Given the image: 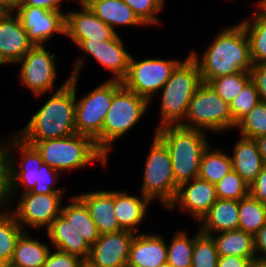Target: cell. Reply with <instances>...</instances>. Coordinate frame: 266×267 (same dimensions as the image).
<instances>
[{"instance_id":"cell-13","label":"cell","mask_w":266,"mask_h":267,"mask_svg":"<svg viewBox=\"0 0 266 267\" xmlns=\"http://www.w3.org/2000/svg\"><path fill=\"white\" fill-rule=\"evenodd\" d=\"M64 193L21 194L15 205L14 216L19 225L25 230V225L34 229L48 228L53 220L61 214L62 197Z\"/></svg>"},{"instance_id":"cell-49","label":"cell","mask_w":266,"mask_h":267,"mask_svg":"<svg viewBox=\"0 0 266 267\" xmlns=\"http://www.w3.org/2000/svg\"><path fill=\"white\" fill-rule=\"evenodd\" d=\"M20 0H0V14L2 13H14Z\"/></svg>"},{"instance_id":"cell-42","label":"cell","mask_w":266,"mask_h":267,"mask_svg":"<svg viewBox=\"0 0 266 267\" xmlns=\"http://www.w3.org/2000/svg\"><path fill=\"white\" fill-rule=\"evenodd\" d=\"M83 261L76 255L54 250L49 252L43 267H80Z\"/></svg>"},{"instance_id":"cell-55","label":"cell","mask_w":266,"mask_h":267,"mask_svg":"<svg viewBox=\"0 0 266 267\" xmlns=\"http://www.w3.org/2000/svg\"><path fill=\"white\" fill-rule=\"evenodd\" d=\"M79 4L82 5H88L92 0H77Z\"/></svg>"},{"instance_id":"cell-20","label":"cell","mask_w":266,"mask_h":267,"mask_svg":"<svg viewBox=\"0 0 266 267\" xmlns=\"http://www.w3.org/2000/svg\"><path fill=\"white\" fill-rule=\"evenodd\" d=\"M166 241L157 234H135L129 251L128 267H158L167 262Z\"/></svg>"},{"instance_id":"cell-23","label":"cell","mask_w":266,"mask_h":267,"mask_svg":"<svg viewBox=\"0 0 266 267\" xmlns=\"http://www.w3.org/2000/svg\"><path fill=\"white\" fill-rule=\"evenodd\" d=\"M151 201L144 195H129L126 191H114V214L123 230L139 232L137 225L144 221L147 207Z\"/></svg>"},{"instance_id":"cell-8","label":"cell","mask_w":266,"mask_h":267,"mask_svg":"<svg viewBox=\"0 0 266 267\" xmlns=\"http://www.w3.org/2000/svg\"><path fill=\"white\" fill-rule=\"evenodd\" d=\"M141 194L151 202L159 199L168 208L174 201L179 185L176 183L168 148L154 134L146 157Z\"/></svg>"},{"instance_id":"cell-31","label":"cell","mask_w":266,"mask_h":267,"mask_svg":"<svg viewBox=\"0 0 266 267\" xmlns=\"http://www.w3.org/2000/svg\"><path fill=\"white\" fill-rule=\"evenodd\" d=\"M232 170L230 155L219 148L212 150L209 145L202 155L198 178L215 185Z\"/></svg>"},{"instance_id":"cell-53","label":"cell","mask_w":266,"mask_h":267,"mask_svg":"<svg viewBox=\"0 0 266 267\" xmlns=\"http://www.w3.org/2000/svg\"><path fill=\"white\" fill-rule=\"evenodd\" d=\"M256 6L258 7L257 9H259L266 16V0H259Z\"/></svg>"},{"instance_id":"cell-4","label":"cell","mask_w":266,"mask_h":267,"mask_svg":"<svg viewBox=\"0 0 266 267\" xmlns=\"http://www.w3.org/2000/svg\"><path fill=\"white\" fill-rule=\"evenodd\" d=\"M202 82L199 66L189 54L176 66L170 79L161 89V122L157 128L165 125H179L183 121L189 102Z\"/></svg>"},{"instance_id":"cell-44","label":"cell","mask_w":266,"mask_h":267,"mask_svg":"<svg viewBox=\"0 0 266 267\" xmlns=\"http://www.w3.org/2000/svg\"><path fill=\"white\" fill-rule=\"evenodd\" d=\"M249 194L261 203L266 204V164L257 178L249 185Z\"/></svg>"},{"instance_id":"cell-28","label":"cell","mask_w":266,"mask_h":267,"mask_svg":"<svg viewBox=\"0 0 266 267\" xmlns=\"http://www.w3.org/2000/svg\"><path fill=\"white\" fill-rule=\"evenodd\" d=\"M49 248L47 244L34 240L25 231L16 243L10 265L11 267H43L50 252Z\"/></svg>"},{"instance_id":"cell-34","label":"cell","mask_w":266,"mask_h":267,"mask_svg":"<svg viewBox=\"0 0 266 267\" xmlns=\"http://www.w3.org/2000/svg\"><path fill=\"white\" fill-rule=\"evenodd\" d=\"M188 233L177 231L167 248V263L171 267H191L194 237Z\"/></svg>"},{"instance_id":"cell-54","label":"cell","mask_w":266,"mask_h":267,"mask_svg":"<svg viewBox=\"0 0 266 267\" xmlns=\"http://www.w3.org/2000/svg\"><path fill=\"white\" fill-rule=\"evenodd\" d=\"M80 267H95L93 266L90 262H88L87 260H84L81 264Z\"/></svg>"},{"instance_id":"cell-22","label":"cell","mask_w":266,"mask_h":267,"mask_svg":"<svg viewBox=\"0 0 266 267\" xmlns=\"http://www.w3.org/2000/svg\"><path fill=\"white\" fill-rule=\"evenodd\" d=\"M47 236L53 249L88 259L91 246L62 214L47 228Z\"/></svg>"},{"instance_id":"cell-48","label":"cell","mask_w":266,"mask_h":267,"mask_svg":"<svg viewBox=\"0 0 266 267\" xmlns=\"http://www.w3.org/2000/svg\"><path fill=\"white\" fill-rule=\"evenodd\" d=\"M8 203L7 177H0V212L5 211L3 207Z\"/></svg>"},{"instance_id":"cell-5","label":"cell","mask_w":266,"mask_h":267,"mask_svg":"<svg viewBox=\"0 0 266 267\" xmlns=\"http://www.w3.org/2000/svg\"><path fill=\"white\" fill-rule=\"evenodd\" d=\"M25 143L34 146L43 162L60 173L84 168L94 160H99L104 167L108 162V158L90 137L78 133L63 138Z\"/></svg>"},{"instance_id":"cell-3","label":"cell","mask_w":266,"mask_h":267,"mask_svg":"<svg viewBox=\"0 0 266 267\" xmlns=\"http://www.w3.org/2000/svg\"><path fill=\"white\" fill-rule=\"evenodd\" d=\"M155 131L154 134L169 150L176 183L180 185L198 178L202 155L210 145L205 131L179 125H165Z\"/></svg>"},{"instance_id":"cell-51","label":"cell","mask_w":266,"mask_h":267,"mask_svg":"<svg viewBox=\"0 0 266 267\" xmlns=\"http://www.w3.org/2000/svg\"><path fill=\"white\" fill-rule=\"evenodd\" d=\"M254 140L257 143L262 160L264 164H266V135L260 136Z\"/></svg>"},{"instance_id":"cell-40","label":"cell","mask_w":266,"mask_h":267,"mask_svg":"<svg viewBox=\"0 0 266 267\" xmlns=\"http://www.w3.org/2000/svg\"><path fill=\"white\" fill-rule=\"evenodd\" d=\"M145 25L159 22L156 14L162 11L165 0H124Z\"/></svg>"},{"instance_id":"cell-24","label":"cell","mask_w":266,"mask_h":267,"mask_svg":"<svg viewBox=\"0 0 266 267\" xmlns=\"http://www.w3.org/2000/svg\"><path fill=\"white\" fill-rule=\"evenodd\" d=\"M200 221L202 223L199 230L206 235L238 229V201L217 199Z\"/></svg>"},{"instance_id":"cell-6","label":"cell","mask_w":266,"mask_h":267,"mask_svg":"<svg viewBox=\"0 0 266 267\" xmlns=\"http://www.w3.org/2000/svg\"><path fill=\"white\" fill-rule=\"evenodd\" d=\"M150 102L122 85L114 94L101 132V152L108 158L113 142L133 128Z\"/></svg>"},{"instance_id":"cell-16","label":"cell","mask_w":266,"mask_h":267,"mask_svg":"<svg viewBox=\"0 0 266 267\" xmlns=\"http://www.w3.org/2000/svg\"><path fill=\"white\" fill-rule=\"evenodd\" d=\"M135 233L128 230L101 234L87 259L95 267H126Z\"/></svg>"},{"instance_id":"cell-47","label":"cell","mask_w":266,"mask_h":267,"mask_svg":"<svg viewBox=\"0 0 266 267\" xmlns=\"http://www.w3.org/2000/svg\"><path fill=\"white\" fill-rule=\"evenodd\" d=\"M249 258L239 256H219L217 267H246Z\"/></svg>"},{"instance_id":"cell-46","label":"cell","mask_w":266,"mask_h":267,"mask_svg":"<svg viewBox=\"0 0 266 267\" xmlns=\"http://www.w3.org/2000/svg\"><path fill=\"white\" fill-rule=\"evenodd\" d=\"M254 249L257 258L266 260V223L254 234Z\"/></svg>"},{"instance_id":"cell-43","label":"cell","mask_w":266,"mask_h":267,"mask_svg":"<svg viewBox=\"0 0 266 267\" xmlns=\"http://www.w3.org/2000/svg\"><path fill=\"white\" fill-rule=\"evenodd\" d=\"M250 74L251 80L256 85L260 100L266 103V64H253Z\"/></svg>"},{"instance_id":"cell-2","label":"cell","mask_w":266,"mask_h":267,"mask_svg":"<svg viewBox=\"0 0 266 267\" xmlns=\"http://www.w3.org/2000/svg\"><path fill=\"white\" fill-rule=\"evenodd\" d=\"M193 51L190 55L197 62L202 81L206 83L220 76L250 72L253 67L249 40L241 23L222 29L201 59Z\"/></svg>"},{"instance_id":"cell-14","label":"cell","mask_w":266,"mask_h":267,"mask_svg":"<svg viewBox=\"0 0 266 267\" xmlns=\"http://www.w3.org/2000/svg\"><path fill=\"white\" fill-rule=\"evenodd\" d=\"M16 15L19 17L28 39L34 46L44 45L55 33L65 35V13L49 11L32 6H18Z\"/></svg>"},{"instance_id":"cell-32","label":"cell","mask_w":266,"mask_h":267,"mask_svg":"<svg viewBox=\"0 0 266 267\" xmlns=\"http://www.w3.org/2000/svg\"><path fill=\"white\" fill-rule=\"evenodd\" d=\"M238 229L254 235L266 223V204L250 194L238 201Z\"/></svg>"},{"instance_id":"cell-21","label":"cell","mask_w":266,"mask_h":267,"mask_svg":"<svg viewBox=\"0 0 266 267\" xmlns=\"http://www.w3.org/2000/svg\"><path fill=\"white\" fill-rule=\"evenodd\" d=\"M86 205L99 234L123 230L114 214V190H98L77 195Z\"/></svg>"},{"instance_id":"cell-39","label":"cell","mask_w":266,"mask_h":267,"mask_svg":"<svg viewBox=\"0 0 266 267\" xmlns=\"http://www.w3.org/2000/svg\"><path fill=\"white\" fill-rule=\"evenodd\" d=\"M218 199L239 201L249 195V184L234 170L215 184Z\"/></svg>"},{"instance_id":"cell-58","label":"cell","mask_w":266,"mask_h":267,"mask_svg":"<svg viewBox=\"0 0 266 267\" xmlns=\"http://www.w3.org/2000/svg\"><path fill=\"white\" fill-rule=\"evenodd\" d=\"M5 62L2 60V58L0 57V65H4Z\"/></svg>"},{"instance_id":"cell-12","label":"cell","mask_w":266,"mask_h":267,"mask_svg":"<svg viewBox=\"0 0 266 267\" xmlns=\"http://www.w3.org/2000/svg\"><path fill=\"white\" fill-rule=\"evenodd\" d=\"M17 64H21L19 77L22 85L35 96L49 90L52 92L57 78V66L55 55L47 51L44 45L33 46Z\"/></svg>"},{"instance_id":"cell-45","label":"cell","mask_w":266,"mask_h":267,"mask_svg":"<svg viewBox=\"0 0 266 267\" xmlns=\"http://www.w3.org/2000/svg\"><path fill=\"white\" fill-rule=\"evenodd\" d=\"M63 0H20L18 6H32L49 11H60Z\"/></svg>"},{"instance_id":"cell-25","label":"cell","mask_w":266,"mask_h":267,"mask_svg":"<svg viewBox=\"0 0 266 267\" xmlns=\"http://www.w3.org/2000/svg\"><path fill=\"white\" fill-rule=\"evenodd\" d=\"M236 143L230 156L232 167L250 185L265 164L254 139L241 136Z\"/></svg>"},{"instance_id":"cell-27","label":"cell","mask_w":266,"mask_h":267,"mask_svg":"<svg viewBox=\"0 0 266 267\" xmlns=\"http://www.w3.org/2000/svg\"><path fill=\"white\" fill-rule=\"evenodd\" d=\"M219 256H239L252 259L255 256L254 235L236 229L210 235Z\"/></svg>"},{"instance_id":"cell-18","label":"cell","mask_w":266,"mask_h":267,"mask_svg":"<svg viewBox=\"0 0 266 267\" xmlns=\"http://www.w3.org/2000/svg\"><path fill=\"white\" fill-rule=\"evenodd\" d=\"M82 11L65 12V36L90 41L112 40L118 33L98 18L87 5Z\"/></svg>"},{"instance_id":"cell-29","label":"cell","mask_w":266,"mask_h":267,"mask_svg":"<svg viewBox=\"0 0 266 267\" xmlns=\"http://www.w3.org/2000/svg\"><path fill=\"white\" fill-rule=\"evenodd\" d=\"M69 205L62 206L61 214L79 232L89 245H93L100 234L85 203L77 196L70 197Z\"/></svg>"},{"instance_id":"cell-17","label":"cell","mask_w":266,"mask_h":267,"mask_svg":"<svg viewBox=\"0 0 266 267\" xmlns=\"http://www.w3.org/2000/svg\"><path fill=\"white\" fill-rule=\"evenodd\" d=\"M218 199L214 184L200 178L181 183L176 197L168 209H173L176 204L182 212H188L197 221L211 209V206Z\"/></svg>"},{"instance_id":"cell-37","label":"cell","mask_w":266,"mask_h":267,"mask_svg":"<svg viewBox=\"0 0 266 267\" xmlns=\"http://www.w3.org/2000/svg\"><path fill=\"white\" fill-rule=\"evenodd\" d=\"M242 137L256 139L266 135V103L260 101L236 127Z\"/></svg>"},{"instance_id":"cell-11","label":"cell","mask_w":266,"mask_h":267,"mask_svg":"<svg viewBox=\"0 0 266 267\" xmlns=\"http://www.w3.org/2000/svg\"><path fill=\"white\" fill-rule=\"evenodd\" d=\"M176 59L147 58L141 61L131 55L128 72L122 80V84L137 95L145 97L151 102L152 96L170 79L172 71L180 63Z\"/></svg>"},{"instance_id":"cell-56","label":"cell","mask_w":266,"mask_h":267,"mask_svg":"<svg viewBox=\"0 0 266 267\" xmlns=\"http://www.w3.org/2000/svg\"><path fill=\"white\" fill-rule=\"evenodd\" d=\"M0 267H11L10 263H1Z\"/></svg>"},{"instance_id":"cell-35","label":"cell","mask_w":266,"mask_h":267,"mask_svg":"<svg viewBox=\"0 0 266 267\" xmlns=\"http://www.w3.org/2000/svg\"><path fill=\"white\" fill-rule=\"evenodd\" d=\"M194 236L191 267H217L218 252L214 240L197 229Z\"/></svg>"},{"instance_id":"cell-50","label":"cell","mask_w":266,"mask_h":267,"mask_svg":"<svg viewBox=\"0 0 266 267\" xmlns=\"http://www.w3.org/2000/svg\"><path fill=\"white\" fill-rule=\"evenodd\" d=\"M0 177H6L5 142L0 140Z\"/></svg>"},{"instance_id":"cell-41","label":"cell","mask_w":266,"mask_h":267,"mask_svg":"<svg viewBox=\"0 0 266 267\" xmlns=\"http://www.w3.org/2000/svg\"><path fill=\"white\" fill-rule=\"evenodd\" d=\"M59 175V171L43 163L38 170L36 184L32 192L35 194L64 193V188H54V185L59 179Z\"/></svg>"},{"instance_id":"cell-38","label":"cell","mask_w":266,"mask_h":267,"mask_svg":"<svg viewBox=\"0 0 266 267\" xmlns=\"http://www.w3.org/2000/svg\"><path fill=\"white\" fill-rule=\"evenodd\" d=\"M260 101L256 85L252 80H250L236 98H234L229 104L230 112L234 120V128L236 127V124Z\"/></svg>"},{"instance_id":"cell-1","label":"cell","mask_w":266,"mask_h":267,"mask_svg":"<svg viewBox=\"0 0 266 267\" xmlns=\"http://www.w3.org/2000/svg\"><path fill=\"white\" fill-rule=\"evenodd\" d=\"M84 57L75 61L69 78L46 103L31 117L26 126L19 130L18 137L24 142H39L63 138L76 133L75 104L77 80Z\"/></svg>"},{"instance_id":"cell-52","label":"cell","mask_w":266,"mask_h":267,"mask_svg":"<svg viewBox=\"0 0 266 267\" xmlns=\"http://www.w3.org/2000/svg\"><path fill=\"white\" fill-rule=\"evenodd\" d=\"M246 267H266V260L254 257L249 259Z\"/></svg>"},{"instance_id":"cell-7","label":"cell","mask_w":266,"mask_h":267,"mask_svg":"<svg viewBox=\"0 0 266 267\" xmlns=\"http://www.w3.org/2000/svg\"><path fill=\"white\" fill-rule=\"evenodd\" d=\"M179 126L220 133L228 128H234V120L229 104L209 83L202 82L192 96L186 117Z\"/></svg>"},{"instance_id":"cell-36","label":"cell","mask_w":266,"mask_h":267,"mask_svg":"<svg viewBox=\"0 0 266 267\" xmlns=\"http://www.w3.org/2000/svg\"><path fill=\"white\" fill-rule=\"evenodd\" d=\"M250 80V72H237L214 78L208 83L226 103L230 104Z\"/></svg>"},{"instance_id":"cell-19","label":"cell","mask_w":266,"mask_h":267,"mask_svg":"<svg viewBox=\"0 0 266 267\" xmlns=\"http://www.w3.org/2000/svg\"><path fill=\"white\" fill-rule=\"evenodd\" d=\"M14 16L13 13L0 14V57L6 65L19 62L34 46L19 17Z\"/></svg>"},{"instance_id":"cell-9","label":"cell","mask_w":266,"mask_h":267,"mask_svg":"<svg viewBox=\"0 0 266 267\" xmlns=\"http://www.w3.org/2000/svg\"><path fill=\"white\" fill-rule=\"evenodd\" d=\"M122 85V81L108 79L80 100L76 99L74 114L76 133L90 137L100 151L103 123L113 96Z\"/></svg>"},{"instance_id":"cell-30","label":"cell","mask_w":266,"mask_h":267,"mask_svg":"<svg viewBox=\"0 0 266 267\" xmlns=\"http://www.w3.org/2000/svg\"><path fill=\"white\" fill-rule=\"evenodd\" d=\"M252 19L240 23L245 28L253 64H266V16L258 10Z\"/></svg>"},{"instance_id":"cell-33","label":"cell","mask_w":266,"mask_h":267,"mask_svg":"<svg viewBox=\"0 0 266 267\" xmlns=\"http://www.w3.org/2000/svg\"><path fill=\"white\" fill-rule=\"evenodd\" d=\"M24 232L12 211L0 212V260L2 263L11 262L16 243Z\"/></svg>"},{"instance_id":"cell-57","label":"cell","mask_w":266,"mask_h":267,"mask_svg":"<svg viewBox=\"0 0 266 267\" xmlns=\"http://www.w3.org/2000/svg\"><path fill=\"white\" fill-rule=\"evenodd\" d=\"M158 267H171L167 262L162 264V265H159Z\"/></svg>"},{"instance_id":"cell-26","label":"cell","mask_w":266,"mask_h":267,"mask_svg":"<svg viewBox=\"0 0 266 267\" xmlns=\"http://www.w3.org/2000/svg\"><path fill=\"white\" fill-rule=\"evenodd\" d=\"M87 6L114 31L117 26L145 25L124 0H92Z\"/></svg>"},{"instance_id":"cell-15","label":"cell","mask_w":266,"mask_h":267,"mask_svg":"<svg viewBox=\"0 0 266 267\" xmlns=\"http://www.w3.org/2000/svg\"><path fill=\"white\" fill-rule=\"evenodd\" d=\"M71 40L105 69L113 73L114 77L112 76L109 80L122 81L127 75L131 54L124 48V42L118 34L108 41Z\"/></svg>"},{"instance_id":"cell-10","label":"cell","mask_w":266,"mask_h":267,"mask_svg":"<svg viewBox=\"0 0 266 267\" xmlns=\"http://www.w3.org/2000/svg\"><path fill=\"white\" fill-rule=\"evenodd\" d=\"M17 135L9 140V144H11L9 147L8 145L6 146L8 143H5L7 196L9 203V200L14 198L13 194H15V191L17 192L23 187L24 192L22 194L32 192L36 184L38 170L44 163L36 148L25 143ZM16 152L21 156L19 165L15 160L17 156H14Z\"/></svg>"}]
</instances>
